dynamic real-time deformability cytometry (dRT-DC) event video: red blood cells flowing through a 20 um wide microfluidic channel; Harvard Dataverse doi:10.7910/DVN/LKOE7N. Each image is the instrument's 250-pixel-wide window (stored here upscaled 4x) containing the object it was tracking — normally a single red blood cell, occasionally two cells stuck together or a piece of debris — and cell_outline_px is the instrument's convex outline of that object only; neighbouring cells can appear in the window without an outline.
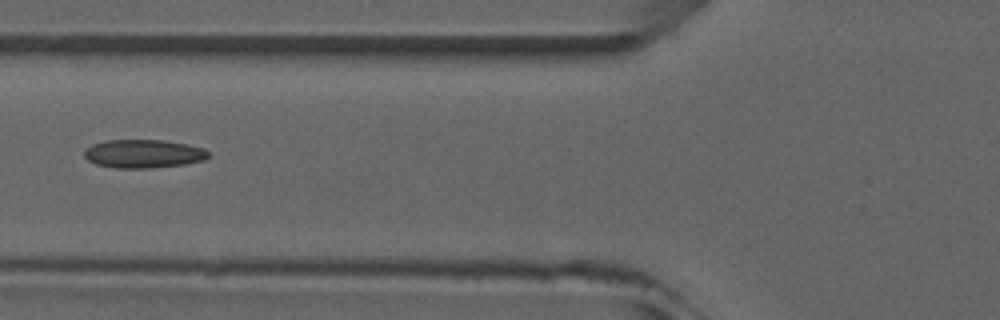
{"species": "common noctule bat (a hibernating species)", "species_latin": "Nyctalus noctula", "temperature_condition": "room temperature", "stored_images_in_passage": 7, "camera_frame_rate_fps": 3000, "um_per_image_px": 0.085, "animal": {"sex": "male", "forearm_length_mm": 52.5}, "frame": {"image": 1, "passage_image": 6, "time_ms": 5.667, "image_size_px": [1000, 320], "cell_outline_px": [[208, 156], [204, 160], [184, 164], [148, 168], [116, 168], [96, 164], [88, 160], [84, 156], [84, 152], [92, 144], [108, 140], [164, 140], [188, 144], [204, 148], [208, 152]], "centroid_in_image_um": [12.2, 13.06], "position_along_channel_um": 113.6, "area_um2": 20.46}}
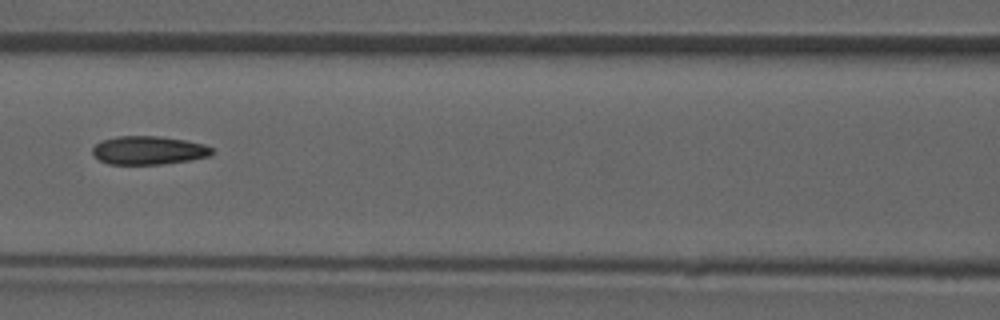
{"frame": {"image": 2, "passage_image": 7, "time_ms": 6.667, "image_size_px": [1000, 320], "cell_outline_px": [[212, 156], [192, 160], [164, 164], [108, 164], [100, 160], [92, 152], [92, 148], [100, 140], [116, 136], [160, 136], [184, 140], [204, 144], [212, 148]], "centroid_in_image_um": [12.64, 12.78], "position_along_channel_um": 154.0, "area_um2": 19.94}}